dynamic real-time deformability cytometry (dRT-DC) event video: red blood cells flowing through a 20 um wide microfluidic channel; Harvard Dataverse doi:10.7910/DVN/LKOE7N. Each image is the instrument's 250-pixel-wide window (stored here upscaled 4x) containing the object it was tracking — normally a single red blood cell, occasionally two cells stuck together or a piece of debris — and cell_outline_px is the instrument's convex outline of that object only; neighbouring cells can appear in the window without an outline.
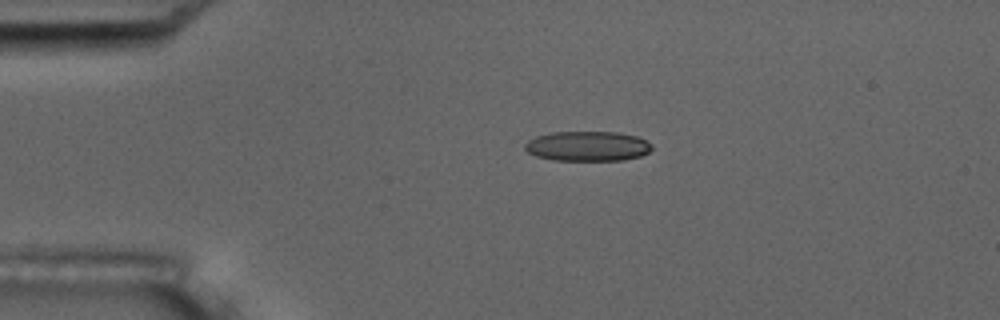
{"species": "common noctule bat (a hibernating species)", "species_latin": "Nyctalus noctula", "temperature_condition": "room temperature", "stored_images_in_passage": 5, "camera_frame_rate_fps": 3000, "um_per_image_px": 0.085, "animal": {"sex": "male", "body_mass_g": 17.5, "forearm_length_mm": 52.3}, "frame": {"image": 1, "passage_image": 4, "time_ms": 3.333, "image_size_px": [1000, 320], "cell_outline_px": [[652, 148], [648, 152], [640, 156], [624, 160], [552, 160], [536, 156], [528, 152], [524, 148], [524, 144], [528, 140], [536, 136], [552, 132], [620, 132], [636, 136], [652, 144]], "centroid_in_image_um": [49.92, 12.42], "position_along_channel_um": 35.1, "area_um2": 22.14}}